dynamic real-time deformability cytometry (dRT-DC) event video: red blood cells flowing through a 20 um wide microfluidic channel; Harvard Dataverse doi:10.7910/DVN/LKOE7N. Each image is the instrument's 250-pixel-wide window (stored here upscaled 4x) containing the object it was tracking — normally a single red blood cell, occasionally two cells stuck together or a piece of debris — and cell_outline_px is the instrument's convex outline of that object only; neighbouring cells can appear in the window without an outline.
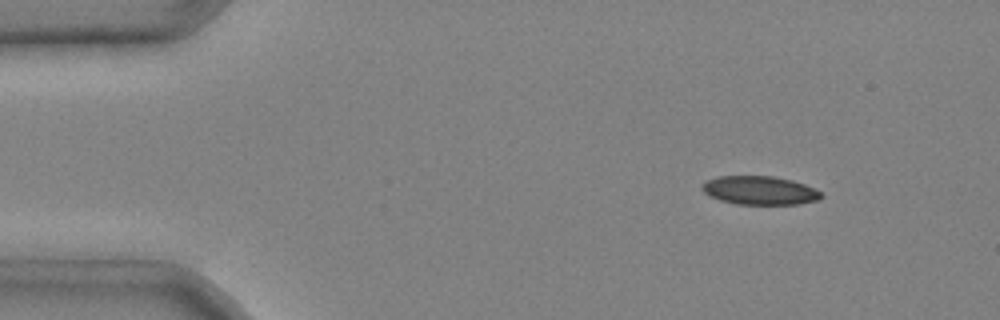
{"species": "common noctule bat (a hibernating species)", "species_latin": "Nyctalus noctula", "temperature_condition": "cold", "stored_images_in_passage": 4, "segment_of_instrument_passage": [1, 2], "camera_frame_rate_fps": 3000, "um_per_image_px": 0.085, "animal": {"sex": "male", "body_mass_g": 20.4}, "frame": {"image": 1, "passage_image": 2, "time_ms": 0.333, "image_size_px": [1000, 320], "cell_outline_px": [[824, 196], [820, 200], [800, 204], [736, 204], [720, 200], [704, 192], [700, 188], [708, 180], [716, 176], [772, 176], [792, 180], [804, 184], [820, 192]], "centroid_in_image_um": [64.6, 16.19], "position_along_channel_um": 20.4, "area_um2": 19.77}}